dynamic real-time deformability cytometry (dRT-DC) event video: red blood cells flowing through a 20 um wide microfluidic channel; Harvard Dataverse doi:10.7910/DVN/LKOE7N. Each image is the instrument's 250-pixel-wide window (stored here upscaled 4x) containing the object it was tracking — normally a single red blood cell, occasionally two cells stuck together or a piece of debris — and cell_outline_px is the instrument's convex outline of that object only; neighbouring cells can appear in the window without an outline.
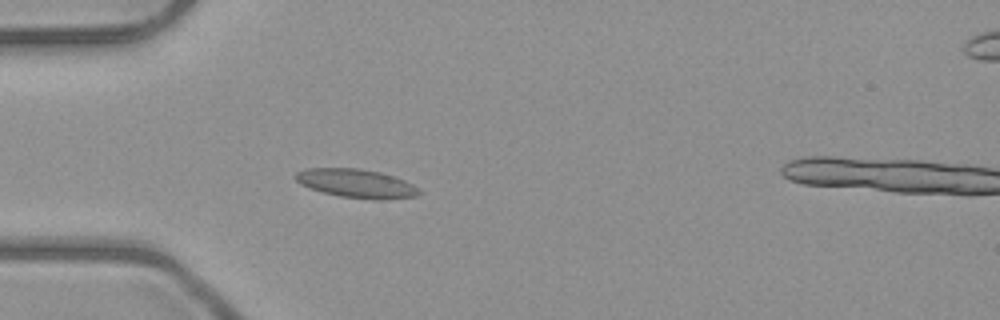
{"species": "common noctule bat (a hibernating species)", "species_latin": "Nyctalus noctula", "temperature_condition": "room temperature", "stored_images_in_passage": 4, "camera_frame_rate_fps": 3000, "um_per_image_px": 0.085, "animal": {"sex": "male", "body_mass_g": 23.1, "forearm_length_mm": 52.7}, "frame": {"image": 1, "passage_image": 3, "time_ms": 3.0, "image_size_px": [1000, 320], "cell_outline_px": [[424, 192], [416, 196], [384, 200], [372, 200], [340, 196], [324, 192], [300, 184], [292, 176], [296, 172], [308, 168], [360, 168], [380, 172], [404, 180], [412, 184]], "centroid_in_image_um": [30.31, 15.59], "position_along_channel_um": 54.7, "area_um2": 20.75}}